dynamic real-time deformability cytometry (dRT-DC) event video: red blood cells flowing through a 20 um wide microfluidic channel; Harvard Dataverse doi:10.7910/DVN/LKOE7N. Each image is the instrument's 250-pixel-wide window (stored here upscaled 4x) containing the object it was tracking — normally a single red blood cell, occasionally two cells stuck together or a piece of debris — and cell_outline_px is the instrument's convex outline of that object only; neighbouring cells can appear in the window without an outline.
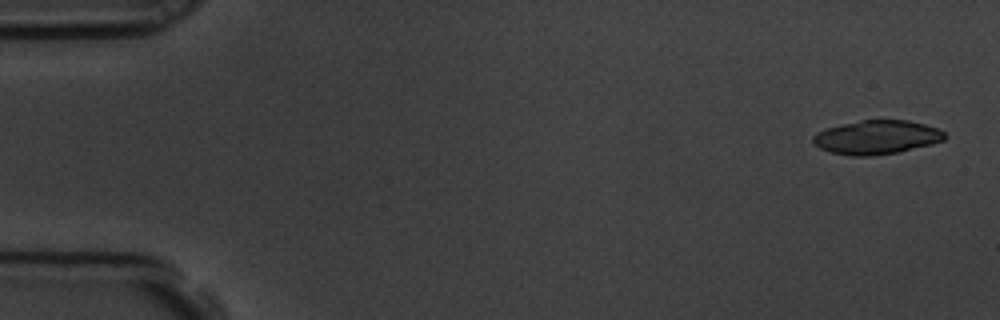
{"species": "common noctule bat (a hibernating species)", "species_latin": "Nyctalus noctula", "temperature_condition": "room temperature", "stored_images_in_passage": 4, "camera_frame_rate_fps": 3000, "um_per_image_px": 0.085, "animal": {"sex": "male", "body_mass_g": 19.5, "forearm_length_mm": 54.6}, "frame": {"image": 1, "passage_image": 1, "time_ms": 0.0, "image_size_px": [1000, 320], "cell_outline_px": [[948, 136], [944, 140], [932, 144], [900, 152], [872, 156], [852, 156], [832, 152], [820, 148], [812, 140], [812, 136], [816, 132], [828, 128], [860, 120], [908, 120], [924, 124], [936, 128], [944, 132]], "centroid_in_image_um": [74.55, 11.67], "position_along_channel_um": 10.5, "area_um2": 25.95}}